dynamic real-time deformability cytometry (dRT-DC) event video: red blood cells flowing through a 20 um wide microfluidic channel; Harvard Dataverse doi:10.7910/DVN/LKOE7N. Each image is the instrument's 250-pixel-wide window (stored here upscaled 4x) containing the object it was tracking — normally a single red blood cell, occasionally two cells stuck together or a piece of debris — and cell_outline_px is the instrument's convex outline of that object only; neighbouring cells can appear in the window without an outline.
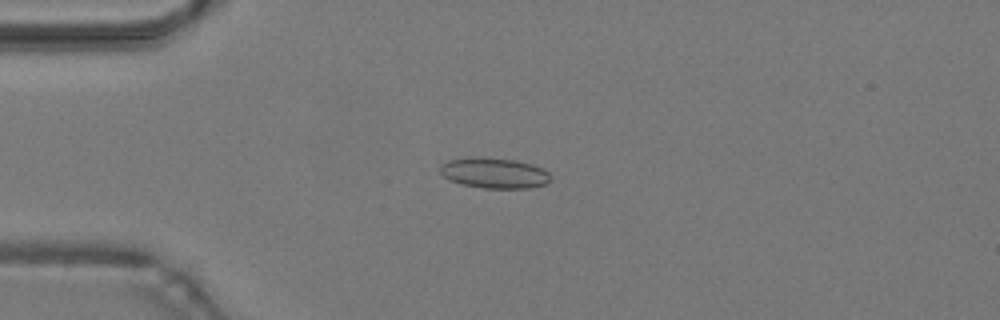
{"species": "common noctule bat (a hibernating species)", "species_latin": "Nyctalus noctula", "temperature_condition": "warm", "stored_images_in_passage": 49, "camera_frame_rate_fps": 3000, "um_per_image_px": 0.085, "animal": {"sex": "male", "body_mass_g": 19.2, "forearm_length_mm": 51.8}, "frame": {"image": 1, "passage_image": 13, "time_ms": 4.0, "image_size_px": [1000, 320], "cell_outline_px": [[552, 180], [544, 184], [528, 188], [484, 188], [460, 184], [444, 176], [440, 172], [440, 164], [448, 160], [472, 156], [480, 156], [516, 160], [532, 164], [544, 168], [548, 172]], "centroid_in_image_um": [42.01, 14.69], "position_along_channel_um": 43.0, "area_um2": 19.88}}
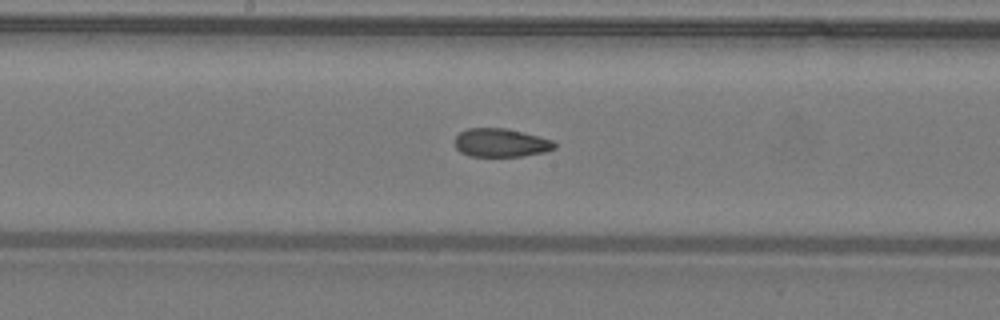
{"frame": {"image": 2, "passage_image": 26, "time_ms": 8.333, "image_size_px": [1000, 320], "cell_outline_px": [[556, 148], [544, 152], [520, 156], [468, 156], [460, 152], [456, 148], [456, 136], [460, 132], [468, 128], [504, 128], [552, 140], [556, 144]], "centroid_in_image_um": [42.55, 12.14], "position_along_channel_um": 205.7, "area_um2": 16.3}}
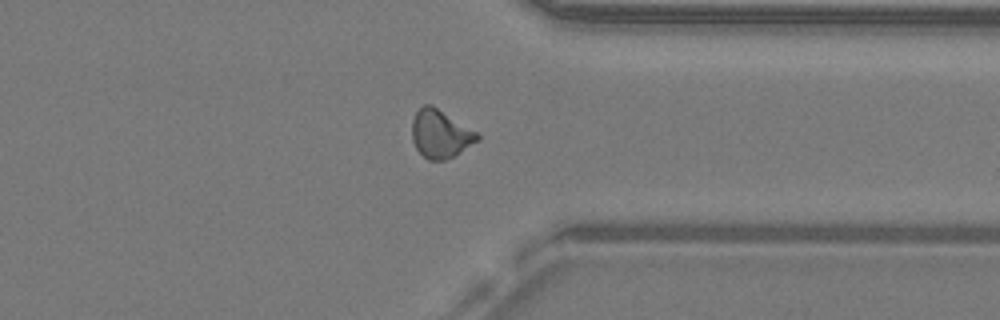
{"frame": {"image": 3, "passage_image": 38, "time_ms": 12.333, "image_size_px": [1000, 320], "cell_outline_px": [[480, 140], [452, 156], [444, 160], [428, 160], [416, 148], [412, 140], [412, 120], [416, 112], [424, 104], [432, 104], [476, 132], [480, 136]], "centroid_in_image_um": [37.41, 11.37], "position_along_channel_um": 374.0, "area_um2": 18.09}, "authors_computed_cell_mechanics": {"area_um2": 17.918, "velocity_mm_per_s": 4.3018, "shape_relaxation_time_tau1_ms": null, "shape_relaxation_time_tau2_ms": 1.7459, "deformation_change_tau1": null, "deformation_change_tau2": 0.0845}}